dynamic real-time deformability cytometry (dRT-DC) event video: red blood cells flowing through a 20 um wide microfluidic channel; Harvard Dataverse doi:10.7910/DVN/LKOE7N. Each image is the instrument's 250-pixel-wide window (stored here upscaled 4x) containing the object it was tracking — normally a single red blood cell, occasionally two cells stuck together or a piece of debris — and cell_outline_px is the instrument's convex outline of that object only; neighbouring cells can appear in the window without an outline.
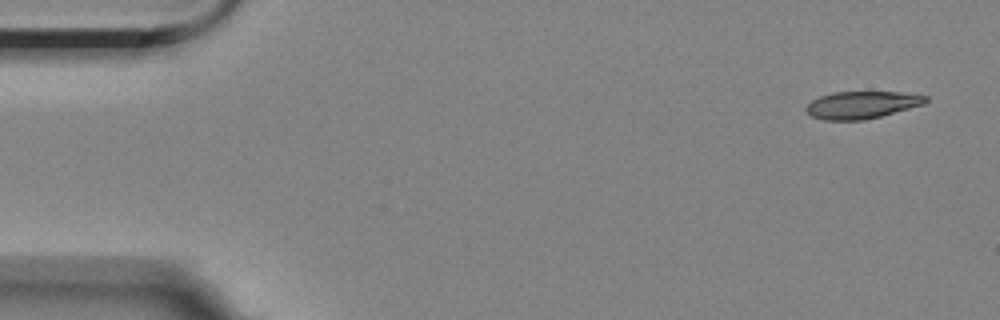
{"species": "Egyptian fruit bat (a non-hibernating species)", "species_latin": "Rousettus aegyptiacus", "temperature_condition": "room temperature", "stored_images_in_passage": 4, "camera_frame_rate_fps": 3000, "um_per_image_px": 0.085, "animal": {"sex": "female"}, "frame": {"image": 1, "passage_image": 1, "time_ms": 0.0, "image_size_px": [1000, 320], "cell_outline_px": [[928, 100], [924, 104], [880, 116], [864, 120], [824, 120], [812, 116], [804, 108], [812, 100], [820, 96], [836, 92], [900, 92], [928, 96]], "centroid_in_image_um": [73.25, 8.91], "position_along_channel_um": 11.7, "area_um2": 18.84}}